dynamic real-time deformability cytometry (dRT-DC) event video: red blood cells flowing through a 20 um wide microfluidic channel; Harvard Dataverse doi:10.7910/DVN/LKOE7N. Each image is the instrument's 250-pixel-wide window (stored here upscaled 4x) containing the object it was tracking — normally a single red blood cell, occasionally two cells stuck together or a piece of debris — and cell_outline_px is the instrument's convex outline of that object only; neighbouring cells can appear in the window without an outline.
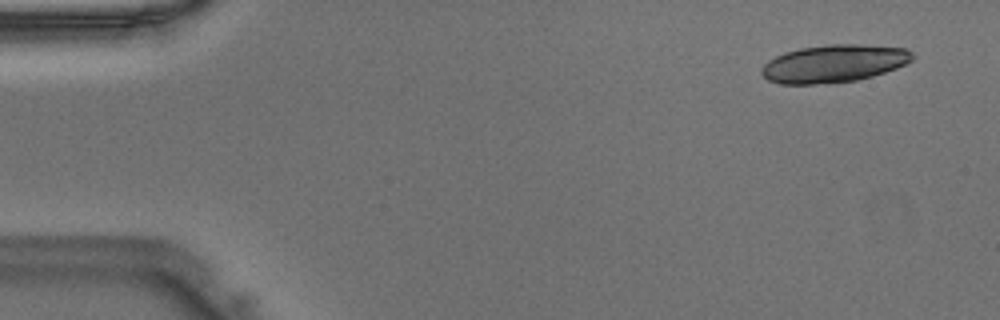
{"species": "Egyptian fruit bat (a non-hibernating species)", "species_latin": "Rousettus aegyptiacus", "temperature_condition": "warm", "stored_images_in_passage": 16, "camera_frame_rate_fps": 3000, "um_per_image_px": 0.085, "animal": {"sex": "male"}, "frame": {"image": 1, "passage_image": 3, "time_ms": 0.667, "image_size_px": [1000, 320], "cell_outline_px": [[916, 56], [912, 60], [896, 68], [872, 76], [856, 80], [812, 84], [780, 84], [768, 80], [760, 72], [764, 64], [768, 60], [776, 56], [800, 48], [832, 44], [860, 44], [908, 48]], "centroid_in_image_um": [70.9, 5.39], "position_along_channel_um": 14.1, "area_um2": 32.95}}